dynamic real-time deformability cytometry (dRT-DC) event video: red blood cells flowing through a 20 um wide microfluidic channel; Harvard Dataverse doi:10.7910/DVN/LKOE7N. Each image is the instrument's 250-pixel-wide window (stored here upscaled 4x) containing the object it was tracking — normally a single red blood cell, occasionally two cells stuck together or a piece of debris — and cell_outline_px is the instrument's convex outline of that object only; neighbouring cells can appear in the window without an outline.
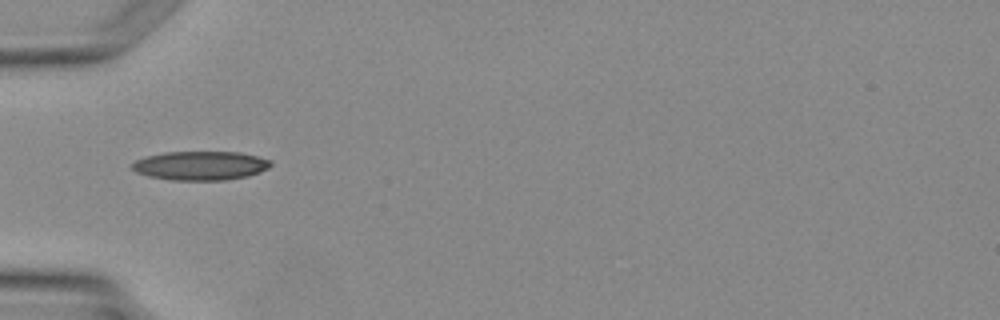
{"species": "Egyptian fruit bat (a non-hibernating species)", "species_latin": "Rousettus aegyptiacus", "temperature_condition": "warm", "stored_images_in_passage": 1, "camera_frame_rate_fps": 3000, "um_per_image_px": 0.085, "animal": {"sex": "female"}, "frame": {"image": 1, "passage_image": 1, "time_ms": 0.0, "image_size_px": [1000, 320], "cell_outline_px": [[272, 164], [268, 168], [260, 172], [248, 176], [224, 180], [172, 180], [148, 176], [136, 172], [128, 164], [136, 160], [148, 156], [164, 152], [240, 152], [272, 160]], "centroid_in_image_um": [17.03, 14.08], "position_along_channel_um": 68.0, "area_um2": 23.47}}